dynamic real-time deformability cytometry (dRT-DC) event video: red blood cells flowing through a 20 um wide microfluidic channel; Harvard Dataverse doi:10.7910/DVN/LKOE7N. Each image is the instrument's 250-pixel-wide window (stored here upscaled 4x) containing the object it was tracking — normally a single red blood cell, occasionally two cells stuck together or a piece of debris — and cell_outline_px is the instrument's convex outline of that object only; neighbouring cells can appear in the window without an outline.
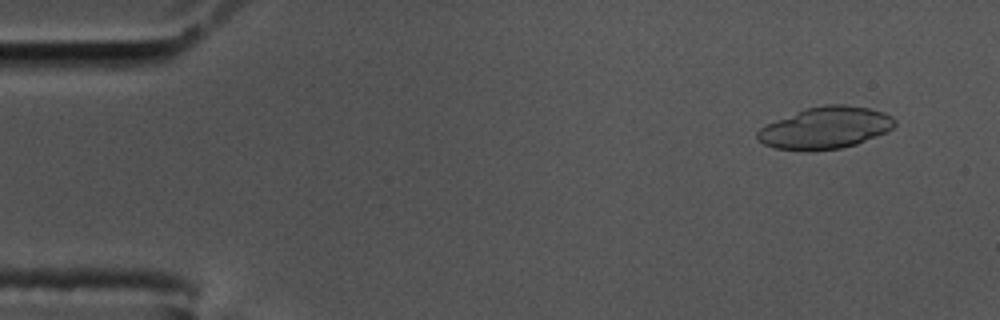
{"species": "common noctule bat (a hibernating species)", "species_latin": "Nyctalus noctula", "temperature_condition": "cold", "stored_images_in_passage": 6, "camera_frame_rate_fps": 3000, "um_per_image_px": 0.085, "animal": {"sex": "male", "body_mass_g": 17.5, "forearm_length_mm": 52.3}, "frame": {"image": 1, "passage_image": 2, "time_ms": 0.333, "image_size_px": [1000, 320], "cell_outline_px": [[896, 124], [892, 128], [876, 136], [856, 144], [840, 148], [808, 152], [772, 148], [756, 140], [756, 132], [760, 128], [776, 120], [804, 108], [824, 104], [844, 104], [868, 108], [884, 112], [892, 116], [896, 120]], "centroid_in_image_um": [70.12, 10.88], "position_along_channel_um": 14.9, "area_um2": 33.76}}